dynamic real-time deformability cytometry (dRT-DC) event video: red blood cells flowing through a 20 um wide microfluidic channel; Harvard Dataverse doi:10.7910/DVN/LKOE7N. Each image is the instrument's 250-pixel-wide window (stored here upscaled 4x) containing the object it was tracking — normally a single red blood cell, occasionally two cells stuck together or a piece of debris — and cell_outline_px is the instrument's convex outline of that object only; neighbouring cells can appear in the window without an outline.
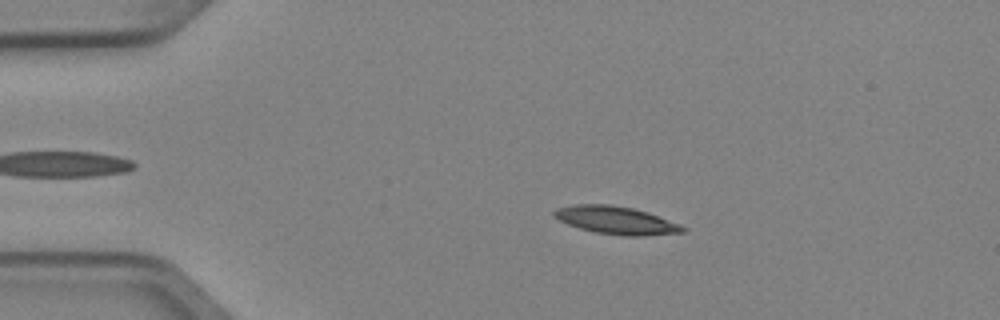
{"species": "Egyptian fruit bat (a non-hibernating species)", "species_latin": "Rousettus aegyptiacus", "temperature_condition": "cold", "stored_images_in_passage": 5, "camera_frame_rate_fps": 3000, "um_per_image_px": 0.085, "animal": {"sex": "female"}, "frame": {"image": 1, "passage_image": 3, "time_ms": 0.667, "image_size_px": [1000, 320], "cell_outline_px": [[688, 228], [684, 232], [644, 236], [624, 236], [596, 232], [580, 228], [568, 224], [552, 216], [552, 212], [556, 208], [576, 204], [612, 204], [632, 208], [648, 212], [680, 224]], "centroid_in_image_um": [52.38, 18.72], "position_along_channel_um": 32.6, "area_um2": 20.92}}
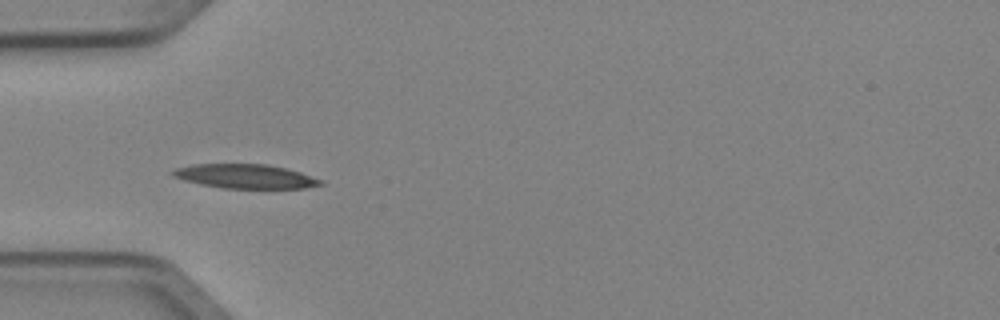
{"frame": {"image": 2, "passage_image": 4, "time_ms": 1.0, "image_size_px": [1000, 320], "cell_outline_px": [[324, 184], [304, 188], [224, 188], [200, 184], [184, 180], [172, 176], [168, 172], [176, 168], [192, 164], [268, 164], [288, 168], [324, 180]], "centroid_in_image_um": [20.85, 14.98], "position_along_channel_um": 64.1, "area_um2": 20.98}}
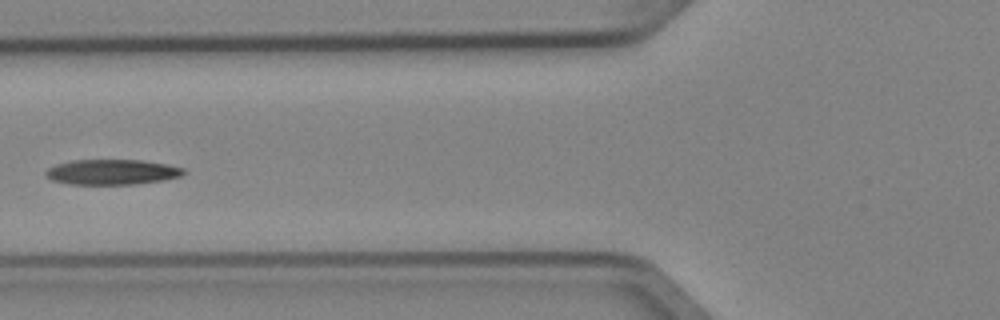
{"frame": {"image": 3, "passage_image": 5, "time_ms": 1.333, "image_size_px": [1000, 320], "cell_outline_px": [[188, 172], [180, 176], [164, 180], [132, 184], [68, 184], [52, 180], [44, 176], [44, 172], [48, 168], [56, 164], [72, 160], [144, 160], [168, 164], [184, 168]], "centroid_in_image_um": [9.52, 14.61], "position_along_channel_um": 116.3, "area_um2": 20.46}}